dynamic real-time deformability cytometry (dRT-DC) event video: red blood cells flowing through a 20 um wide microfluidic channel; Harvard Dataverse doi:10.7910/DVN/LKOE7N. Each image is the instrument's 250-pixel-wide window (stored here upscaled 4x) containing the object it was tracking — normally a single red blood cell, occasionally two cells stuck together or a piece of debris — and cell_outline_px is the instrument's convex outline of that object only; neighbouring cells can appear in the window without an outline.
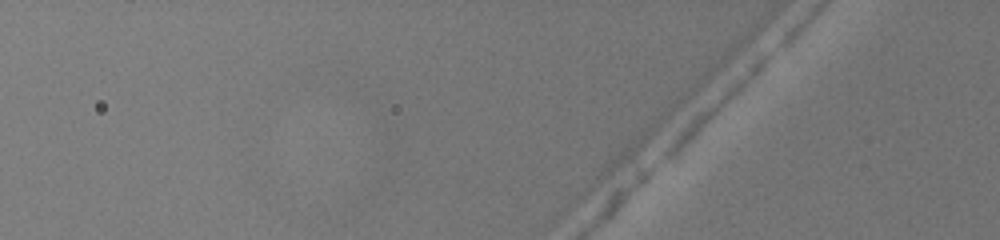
{"species": "common noctule bat (a hibernating species)", "species_latin": "Nyctalus noctula", "temperature_condition": "warm", "stored_images_in_passage": 2, "camera_frame_rate_fps": 3000, "um_per_image_px": 0.085, "animal": {"sex": "female", "body_mass_g": 19.5, "forearm_length_mm": 54.1}, "frame": {"image": 1, "passage_image": 2, "time_ms": 0.333, "image_size_px": [1000, 240], "cell_outline_px": [[772, 56], [712, 116], [668, 156], [660, 160], [660, 156], [676, 132], [696, 112], [764, 52], [772, 48]], "centroid_in_image_um": [60.74, 8.88], "position_along_channel_um": 65.1, "area_um2": 12.2}}